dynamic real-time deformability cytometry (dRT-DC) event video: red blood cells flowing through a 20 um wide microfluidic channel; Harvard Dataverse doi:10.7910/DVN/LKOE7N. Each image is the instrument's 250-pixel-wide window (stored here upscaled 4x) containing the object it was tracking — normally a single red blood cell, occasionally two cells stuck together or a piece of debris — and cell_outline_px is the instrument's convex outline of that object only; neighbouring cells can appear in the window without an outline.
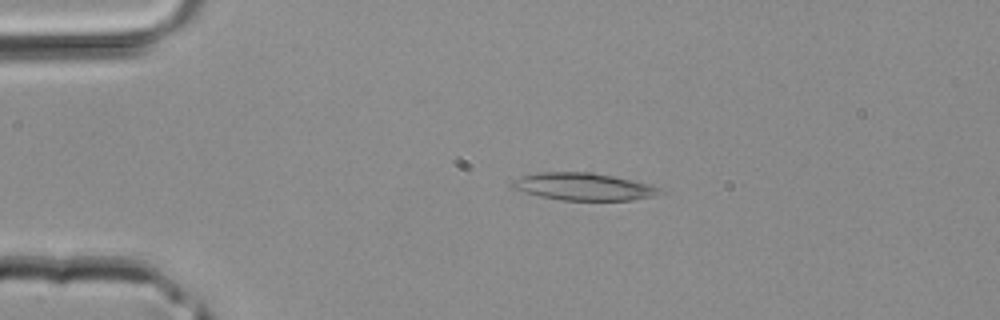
{"species": "common noctule bat (a hibernating species)", "species_latin": "Nyctalus noctula", "temperature_condition": "room temperature", "stored_images_in_passage": 42, "camera_frame_rate_fps": 3000, "um_per_image_px": 0.085, "animal": {"sex": "male", "body_mass_g": 20.4}, "frame": {"image": 1, "passage_image": 9, "time_ms": 2.667, "image_size_px": [1000, 320], "cell_outline_px": [[668, 192], [652, 196], [632, 200], [560, 200], [540, 196], [524, 192], [512, 188], [508, 184], [512, 180], [520, 176], [540, 172], [588, 172], [612, 176], [648, 184], [660, 188]], "centroid_in_image_um": [49.56, 15.86], "position_along_channel_um": 35.4, "area_um2": 23.52}}
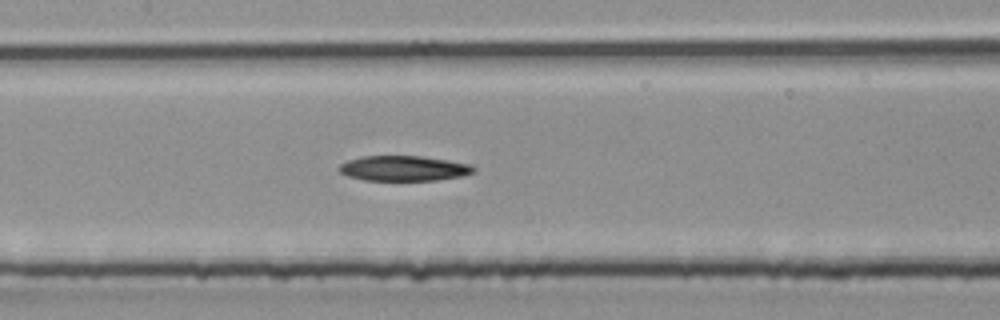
{"frame": {"image": 2, "passage_image": 20, "time_ms": 6.333, "image_size_px": [1000, 320], "cell_outline_px": [[476, 172], [464, 176], [436, 180], [364, 180], [348, 176], [340, 172], [336, 168], [340, 164], [348, 160], [360, 156], [420, 156], [448, 160], [472, 164], [476, 168]], "centroid_in_image_um": [34.34, 14.31], "position_along_channel_um": 173.1, "area_um2": 19.94}}
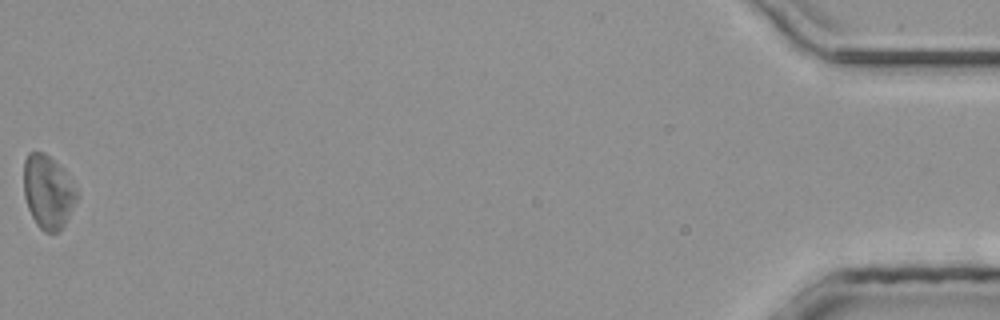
{"frame": {"image": 3, "passage_image": 42, "time_ms": 13.667, "image_size_px": [1000, 320], "cell_outline_px": [[80, 196], [64, 224], [56, 232], [44, 232], [36, 224], [28, 208], [24, 196], [24, 160], [28, 152], [44, 152], [64, 172], [76, 188]], "centroid_in_image_um": [4.07, 16.32], "position_along_channel_um": 431.1, "area_um2": 22.43}}